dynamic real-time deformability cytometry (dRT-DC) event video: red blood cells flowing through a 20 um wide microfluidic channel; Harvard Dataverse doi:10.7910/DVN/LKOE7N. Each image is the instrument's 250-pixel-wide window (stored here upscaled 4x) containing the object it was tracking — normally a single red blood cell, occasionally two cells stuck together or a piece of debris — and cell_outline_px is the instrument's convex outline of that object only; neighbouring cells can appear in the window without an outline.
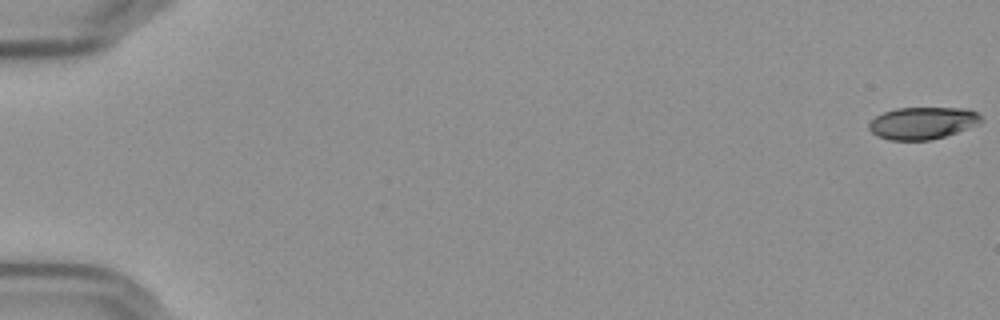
{"species": "Egyptian fruit bat (a non-hibernating species)", "species_latin": "Rousettus aegyptiacus", "temperature_condition": "cold", "stored_images_in_passage": 52, "camera_frame_rate_fps": 3000, "um_per_image_px": 0.085, "frame": {"image": 1, "passage_image": 1, "time_ms": 0.0, "image_size_px": [1000, 320], "cell_outline_px": [[980, 124], [944, 136], [928, 140], [892, 140], [876, 136], [868, 128], [868, 124], [876, 116], [884, 112], [896, 108], [968, 108], [976, 112], [980, 116]], "centroid_in_image_um": [78.4, 10.45], "position_along_channel_um": 6.6, "area_um2": 20.87}}
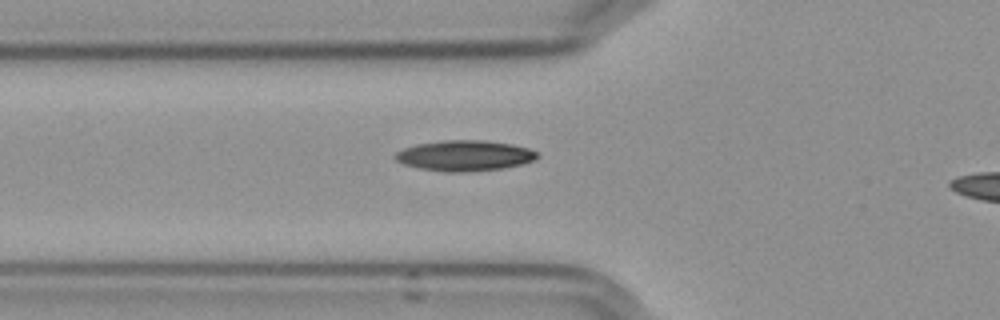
{"frame": {"image": 2, "passage_image": 22, "time_ms": 7.0, "image_size_px": [1000, 320], "cell_outline_px": [[540, 156], [536, 160], [504, 168], [464, 172], [444, 172], [416, 168], [404, 164], [396, 160], [392, 156], [396, 152], [404, 148], [416, 144], [444, 140], [484, 140], [512, 144], [528, 148], [536, 152]], "centroid_in_image_um": [39.47, 13.23], "position_along_channel_um": 86.3, "area_um2": 25.49}}
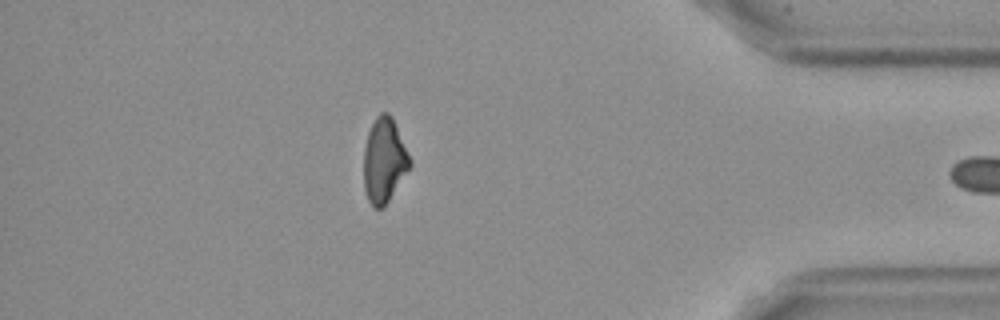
{"frame": {"image": 3, "passage_image": 51, "time_ms": 16.667, "image_size_px": [1000, 320], "cell_outline_px": [[412, 164], [388, 200], [380, 208], [372, 208], [368, 200], [364, 188], [364, 148], [368, 132], [376, 116], [380, 112], [388, 112], [392, 116], [412, 160]], "centroid_in_image_um": [32.65, 13.6], "position_along_channel_um": 402.5, "area_um2": 22.66}}